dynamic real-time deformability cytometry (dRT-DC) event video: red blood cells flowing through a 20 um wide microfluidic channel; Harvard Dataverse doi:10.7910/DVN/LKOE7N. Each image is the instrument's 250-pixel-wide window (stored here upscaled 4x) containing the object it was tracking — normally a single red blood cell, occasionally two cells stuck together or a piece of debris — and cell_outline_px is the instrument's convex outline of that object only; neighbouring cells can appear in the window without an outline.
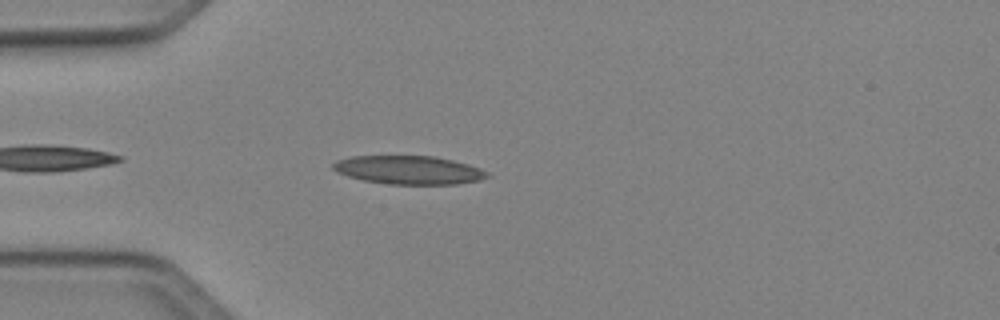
{"species": "Egyptian fruit bat (a non-hibernating species)", "species_latin": "Rousettus aegyptiacus", "temperature_condition": "cold", "stored_images_in_passage": 37, "camera_frame_rate_fps": 3000, "um_per_image_px": 0.085, "animal": {"sex": "female"}, "frame": {"image": 1, "passage_image": 4, "time_ms": 1.0, "image_size_px": [1000, 320], "cell_outline_px": [[492, 176], [480, 180], [456, 184], [388, 184], [364, 180], [348, 176], [336, 172], [332, 168], [332, 164], [336, 160], [352, 156], [436, 156], [468, 164], [480, 168], [488, 172]], "centroid_in_image_um": [34.76, 14.45], "position_along_channel_um": 50.2, "area_um2": 25.66}}
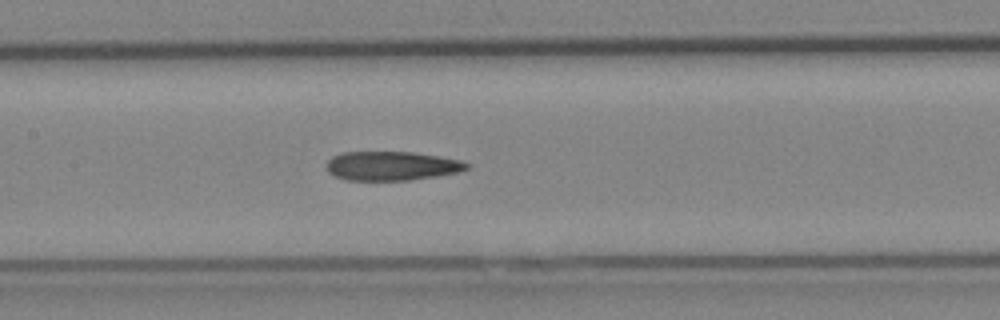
{"frame": {"image": 2, "passage_image": 14, "time_ms": 4.333, "image_size_px": [1000, 320], "cell_outline_px": [[472, 168], [460, 172], [436, 176], [408, 180], [344, 180], [328, 172], [328, 160], [332, 156], [344, 152], [412, 152], [460, 160], [472, 164]], "centroid_in_image_um": [33.34, 14.1], "position_along_channel_um": 174.1, "area_um2": 23.76}}
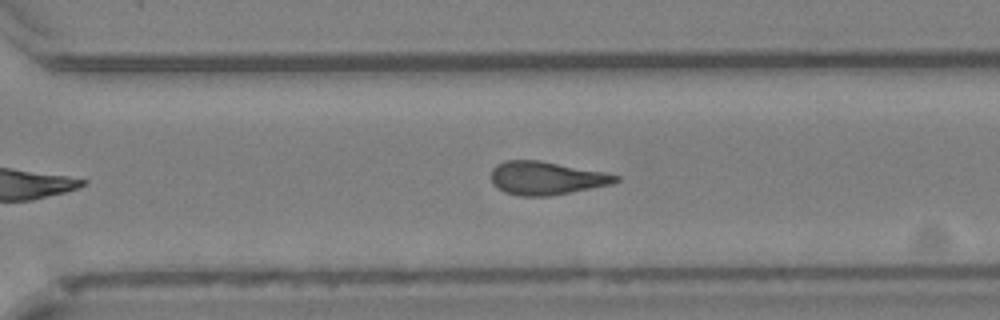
{"frame": {"image": 3, "passage_image": 25, "time_ms": 8.0, "image_size_px": [1000, 320], "cell_outline_px": [[620, 180], [612, 184], [592, 188], [548, 196], [520, 196], [504, 192], [492, 180], [492, 168], [496, 164], [504, 160], [540, 160], [604, 172], [620, 176]], "centroid_in_image_um": [46.45, 15.13], "position_along_channel_um": 324.2, "area_um2": 23.99}, "authors_computed_cell_mechanics": {"area_um2": 23.987, "velocity_mm_per_s": 4.104, "shape_relaxation_time_tau1_ms": null, "shape_relaxation_time_tau2_ms": 4.4967, "deformation_change_tau1": null, "deformation_change_tau2": 0.1465}}